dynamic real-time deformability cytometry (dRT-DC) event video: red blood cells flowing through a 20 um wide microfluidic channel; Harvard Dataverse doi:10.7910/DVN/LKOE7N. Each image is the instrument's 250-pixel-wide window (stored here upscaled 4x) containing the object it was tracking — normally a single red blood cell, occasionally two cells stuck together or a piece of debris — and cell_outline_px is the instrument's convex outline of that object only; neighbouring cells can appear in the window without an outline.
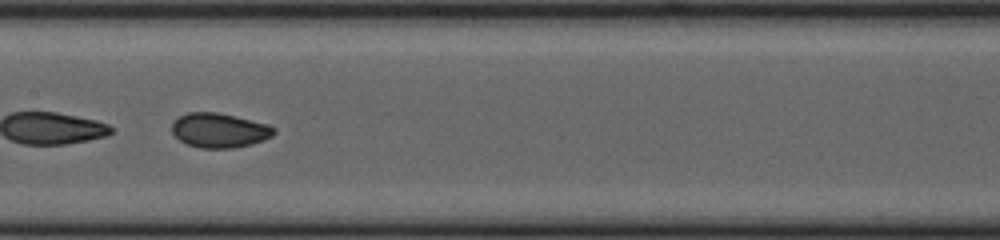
{"species": "common noctule bat (a hibernating species)", "species_latin": "Nyctalus noctula", "temperature_condition": "cold", "stored_images_in_passage": 23, "camera_frame_rate_fps": 3000, "um_per_image_px": 0.085, "animal": {"sex": "female", "body_mass_g": 23.0, "forearm_length_mm": 53.4}, "frame": {"image": 1, "passage_image": 10, "time_ms": 3.0, "image_size_px": [1000, 240], "cell_outline_px": [[276, 132], [272, 136], [264, 140], [252, 144], [232, 148], [200, 148], [188, 144], [180, 140], [172, 132], [172, 120], [176, 116], [188, 112], [216, 112], [236, 116], [268, 124], [276, 128]], "centroid_in_image_um": [18.64, 11.07], "position_along_channel_um": 188.8, "area_um2": 20.75}}
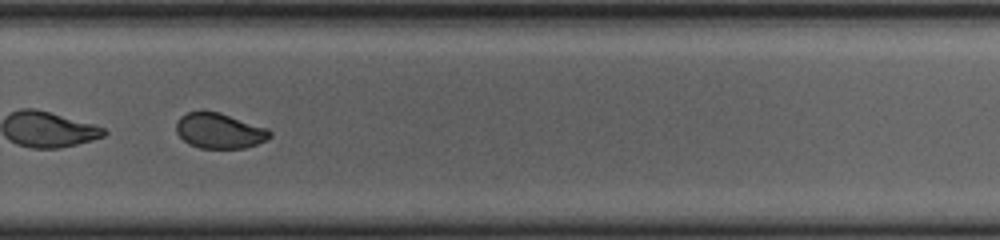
{"frame": {"image": 2, "passage_image": 20, "time_ms": 6.333, "image_size_px": [1000, 240], "cell_outline_px": [[272, 136], [268, 140], [244, 148], [200, 148], [188, 144], [176, 132], [176, 120], [180, 116], [188, 112], [200, 108], [204, 108], [220, 112], [268, 128], [272, 132]], "centroid_in_image_um": [18.63, 11.08], "position_along_channel_um": 311.2, "area_um2": 19.88}}